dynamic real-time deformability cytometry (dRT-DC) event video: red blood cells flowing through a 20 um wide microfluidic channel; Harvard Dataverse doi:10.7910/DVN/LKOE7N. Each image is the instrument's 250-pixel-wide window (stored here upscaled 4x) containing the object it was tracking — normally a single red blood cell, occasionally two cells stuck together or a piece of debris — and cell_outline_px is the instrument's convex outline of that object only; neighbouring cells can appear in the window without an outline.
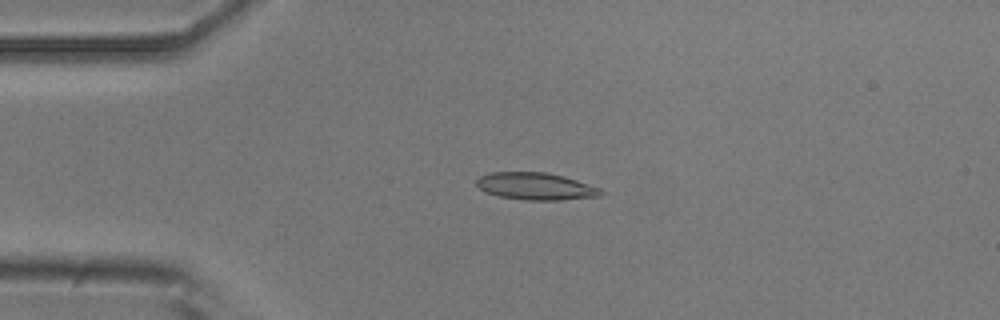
{"species": "common noctule bat (a hibernating species)", "species_latin": "Nyctalus noctula", "temperature_condition": "room temperature", "stored_images_in_passage": 51, "camera_frame_rate_fps": 3000, "um_per_image_px": 0.085, "animal": {"sex": "male", "body_mass_g": 20.5, "forearm_length_mm": 52.5}, "frame": {"image": 1, "passage_image": 12, "time_ms": 3.667, "image_size_px": [1000, 320], "cell_outline_px": [[604, 192], [600, 196], [560, 200], [524, 200], [500, 196], [484, 192], [476, 188], [476, 180], [480, 176], [492, 172], [544, 172], [564, 176], [600, 188]], "centroid_in_image_um": [45.5, 15.84], "position_along_channel_um": 39.5, "area_um2": 19.77}}
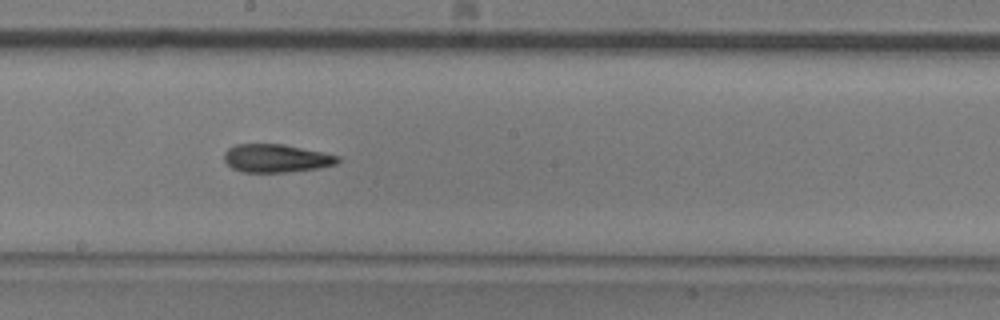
{"frame": {"image": 2, "passage_image": 28, "time_ms": 9.0, "image_size_px": [1000, 320], "cell_outline_px": [[340, 160], [336, 164], [320, 168], [288, 172], [240, 172], [232, 168], [224, 160], [224, 152], [228, 148], [236, 144], [284, 144], [324, 152], [340, 156]], "centroid_in_image_um": [23.49, 13.45], "position_along_channel_um": 224.7, "area_um2": 18.84}}
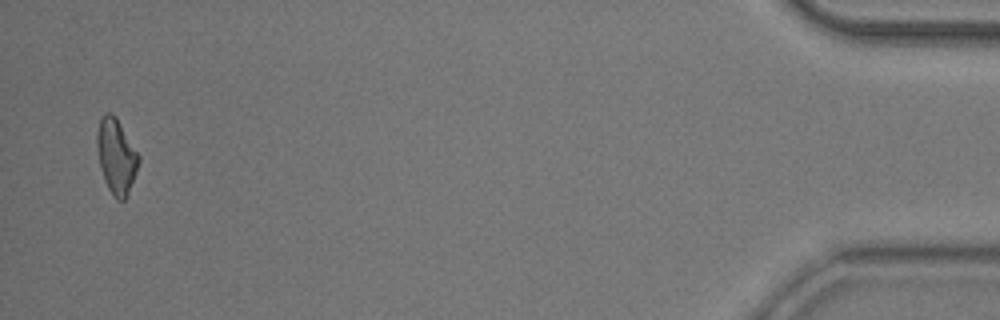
{"frame": {"image": 3, "passage_image": 50, "time_ms": 16.333, "image_size_px": [1000, 320], "cell_outline_px": [[140, 160], [128, 192], [124, 200], [116, 200], [108, 188], [104, 180], [100, 168], [96, 144], [96, 132], [100, 120], [104, 112], [108, 112], [116, 116], [140, 156]], "centroid_in_image_um": [9.86, 13.25], "position_along_channel_um": 425.3, "area_um2": 18.15}, "authors_computed_cell_mechanics": {"area_um2": 18.8428, "velocity_mm_per_s": 3.9336, "shape_relaxation_time_tau1_ms": 9.6663, "shape_relaxation_time_tau2_ms": 7.1136, "deformation_change_tau1": 0.2183, "deformation_change_tau2": 0.1578}}